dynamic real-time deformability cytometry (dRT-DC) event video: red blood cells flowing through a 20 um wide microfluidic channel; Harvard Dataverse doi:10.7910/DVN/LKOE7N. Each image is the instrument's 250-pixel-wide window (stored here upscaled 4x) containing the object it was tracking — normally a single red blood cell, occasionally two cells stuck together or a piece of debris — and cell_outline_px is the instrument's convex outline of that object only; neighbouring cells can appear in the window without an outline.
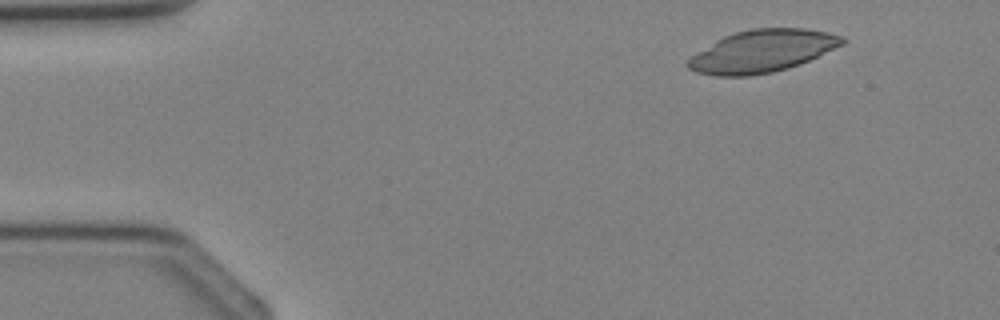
{"species": "Egyptian fruit bat (a non-hibernating species)", "species_latin": "Rousettus aegyptiacus", "temperature_condition": "cold", "stored_images_in_passage": 3, "camera_frame_rate_fps": 3000, "um_per_image_px": 0.085, "animal": {"sex": "female"}, "frame": {"image": 1, "passage_image": 1, "time_ms": 0.0, "image_size_px": [1000, 320], "cell_outline_px": [[848, 40], [844, 44], [800, 64], [788, 68], [772, 72], [752, 76], [716, 76], [696, 72], [688, 68], [684, 64], [692, 56], [716, 40], [724, 36], [736, 32], [752, 28], [804, 28], [828, 32], [844, 36]], "centroid_in_image_um": [64.81, 4.35], "position_along_channel_um": 20.2, "area_um2": 38.15}}